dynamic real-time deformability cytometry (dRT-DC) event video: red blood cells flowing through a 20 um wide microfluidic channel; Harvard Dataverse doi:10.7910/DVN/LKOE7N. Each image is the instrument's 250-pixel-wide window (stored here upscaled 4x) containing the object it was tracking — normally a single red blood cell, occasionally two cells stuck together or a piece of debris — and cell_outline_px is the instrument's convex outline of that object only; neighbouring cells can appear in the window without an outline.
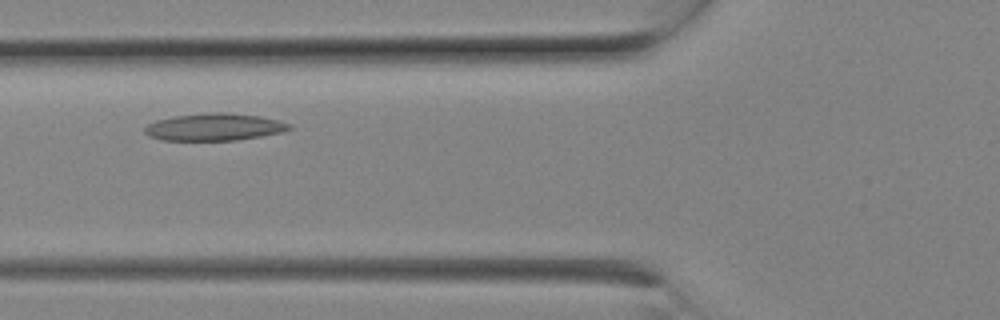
{"species": "Egyptian fruit bat (a non-hibernating species)", "species_latin": "Rousettus aegyptiacus", "temperature_condition": "room temperature", "stored_images_in_passage": 6, "camera_frame_rate_fps": 3000, "um_per_image_px": 0.085, "animal": {"sex": "female"}, "frame": {"image": 1, "passage_image": 5, "time_ms": 1.333, "image_size_px": [1000, 320], "cell_outline_px": [[292, 128], [284, 132], [236, 140], [160, 140], [148, 136], [144, 132], [144, 128], [148, 124], [156, 120], [176, 116], [208, 112], [224, 112], [260, 116], [280, 120], [292, 124]], "centroid_in_image_um": [18.24, 10.79], "position_along_channel_um": 107.6, "area_um2": 23.06}}
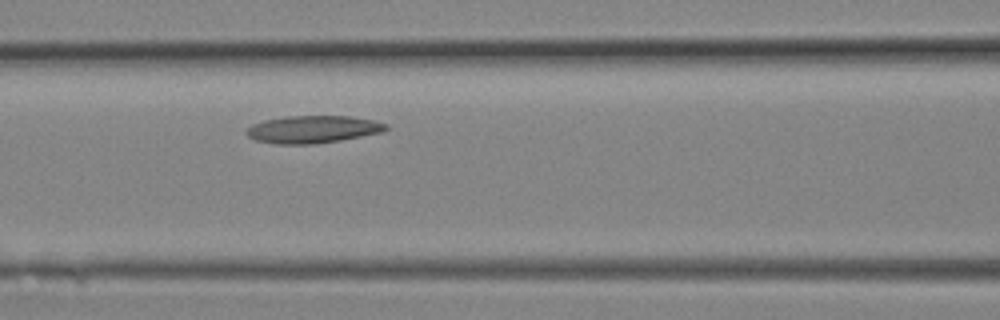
{"frame": {"image": 2, "passage_image": 6, "time_ms": 1.667, "image_size_px": [1000, 320], "cell_outline_px": [[388, 128], [380, 132], [340, 140], [316, 144], [276, 144], [256, 140], [248, 136], [244, 132], [252, 124], [264, 120], [288, 116], [352, 116], [372, 120], [388, 124]], "centroid_in_image_um": [26.56, 10.99], "position_along_channel_um": 140.0, "area_um2": 22.2}}